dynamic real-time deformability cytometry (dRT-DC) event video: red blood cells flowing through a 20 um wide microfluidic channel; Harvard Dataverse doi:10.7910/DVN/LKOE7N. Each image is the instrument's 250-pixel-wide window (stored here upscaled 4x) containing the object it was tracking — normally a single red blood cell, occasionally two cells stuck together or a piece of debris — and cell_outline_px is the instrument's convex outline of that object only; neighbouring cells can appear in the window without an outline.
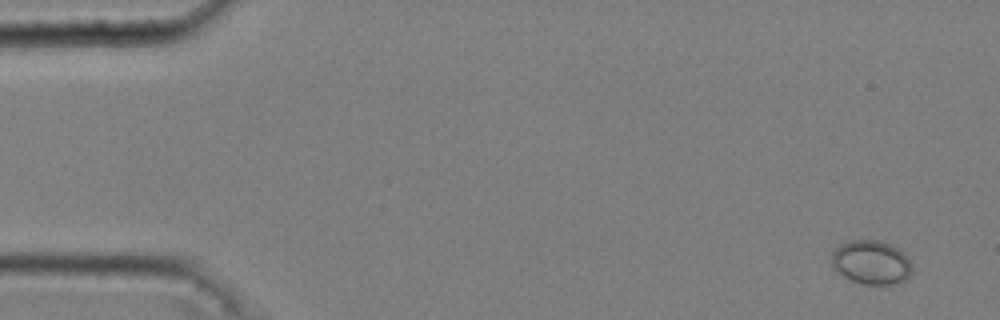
{"species": "common noctule bat (a hibernating species)", "species_latin": "Nyctalus noctula", "temperature_condition": "cold", "stored_images_in_passage": 13, "camera_frame_rate_fps": 3000, "um_per_image_px": 0.085, "animal": {"sex": "male", "body_mass_g": 20.4}, "frame": {"image": 1, "passage_image": 1, "time_ms": 0.0, "image_size_px": [1000, 320], "cell_outline_px": [[912, 272], [900, 284], [864, 284], [852, 280], [844, 276], [832, 268], [832, 252], [840, 244], [852, 240], [876, 240], [892, 244], [904, 252], [912, 264]], "centroid_in_image_um": [74.08, 22.29], "position_along_channel_um": 10.9, "area_um2": 20.75}}